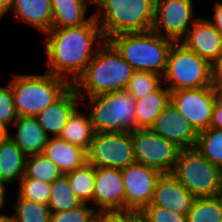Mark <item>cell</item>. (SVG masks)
I'll return each mask as SVG.
<instances>
[{
  "label": "cell",
  "mask_w": 222,
  "mask_h": 222,
  "mask_svg": "<svg viewBox=\"0 0 222 222\" xmlns=\"http://www.w3.org/2000/svg\"><path fill=\"white\" fill-rule=\"evenodd\" d=\"M46 35L44 44L47 52V72L67 80L72 85L94 58L97 51L95 45L106 41L94 17L88 23L77 27L52 28Z\"/></svg>",
  "instance_id": "1"
},
{
  "label": "cell",
  "mask_w": 222,
  "mask_h": 222,
  "mask_svg": "<svg viewBox=\"0 0 222 222\" xmlns=\"http://www.w3.org/2000/svg\"><path fill=\"white\" fill-rule=\"evenodd\" d=\"M97 48L94 58L72 85L79 97L124 90L135 71L107 40Z\"/></svg>",
  "instance_id": "2"
},
{
  "label": "cell",
  "mask_w": 222,
  "mask_h": 222,
  "mask_svg": "<svg viewBox=\"0 0 222 222\" xmlns=\"http://www.w3.org/2000/svg\"><path fill=\"white\" fill-rule=\"evenodd\" d=\"M107 41L135 70L163 76L174 41L153 30L113 35Z\"/></svg>",
  "instance_id": "3"
},
{
  "label": "cell",
  "mask_w": 222,
  "mask_h": 222,
  "mask_svg": "<svg viewBox=\"0 0 222 222\" xmlns=\"http://www.w3.org/2000/svg\"><path fill=\"white\" fill-rule=\"evenodd\" d=\"M156 0H93V14L107 40L113 35L152 30Z\"/></svg>",
  "instance_id": "4"
},
{
  "label": "cell",
  "mask_w": 222,
  "mask_h": 222,
  "mask_svg": "<svg viewBox=\"0 0 222 222\" xmlns=\"http://www.w3.org/2000/svg\"><path fill=\"white\" fill-rule=\"evenodd\" d=\"M9 84L18 117H36L72 86L67 80L49 72L19 74Z\"/></svg>",
  "instance_id": "5"
},
{
  "label": "cell",
  "mask_w": 222,
  "mask_h": 222,
  "mask_svg": "<svg viewBox=\"0 0 222 222\" xmlns=\"http://www.w3.org/2000/svg\"><path fill=\"white\" fill-rule=\"evenodd\" d=\"M81 99L89 102L94 133L130 132L136 129V100L126 89Z\"/></svg>",
  "instance_id": "6"
},
{
  "label": "cell",
  "mask_w": 222,
  "mask_h": 222,
  "mask_svg": "<svg viewBox=\"0 0 222 222\" xmlns=\"http://www.w3.org/2000/svg\"><path fill=\"white\" fill-rule=\"evenodd\" d=\"M171 174L195 198L222 195L221 169L196 148L181 149Z\"/></svg>",
  "instance_id": "7"
},
{
  "label": "cell",
  "mask_w": 222,
  "mask_h": 222,
  "mask_svg": "<svg viewBox=\"0 0 222 222\" xmlns=\"http://www.w3.org/2000/svg\"><path fill=\"white\" fill-rule=\"evenodd\" d=\"M162 79L170 92L212 86L211 64L180 42H174Z\"/></svg>",
  "instance_id": "8"
},
{
  "label": "cell",
  "mask_w": 222,
  "mask_h": 222,
  "mask_svg": "<svg viewBox=\"0 0 222 222\" xmlns=\"http://www.w3.org/2000/svg\"><path fill=\"white\" fill-rule=\"evenodd\" d=\"M136 163L159 172L172 173L181 148L151 129L130 131Z\"/></svg>",
  "instance_id": "9"
},
{
  "label": "cell",
  "mask_w": 222,
  "mask_h": 222,
  "mask_svg": "<svg viewBox=\"0 0 222 222\" xmlns=\"http://www.w3.org/2000/svg\"><path fill=\"white\" fill-rule=\"evenodd\" d=\"M86 154L87 163L94 167L123 169L136 163L128 131L94 133Z\"/></svg>",
  "instance_id": "10"
},
{
  "label": "cell",
  "mask_w": 222,
  "mask_h": 222,
  "mask_svg": "<svg viewBox=\"0 0 222 222\" xmlns=\"http://www.w3.org/2000/svg\"><path fill=\"white\" fill-rule=\"evenodd\" d=\"M216 98L213 86L170 92V102L197 133L210 128Z\"/></svg>",
  "instance_id": "11"
},
{
  "label": "cell",
  "mask_w": 222,
  "mask_h": 222,
  "mask_svg": "<svg viewBox=\"0 0 222 222\" xmlns=\"http://www.w3.org/2000/svg\"><path fill=\"white\" fill-rule=\"evenodd\" d=\"M193 8L191 0H156L152 30L174 42H181L198 19Z\"/></svg>",
  "instance_id": "12"
},
{
  "label": "cell",
  "mask_w": 222,
  "mask_h": 222,
  "mask_svg": "<svg viewBox=\"0 0 222 222\" xmlns=\"http://www.w3.org/2000/svg\"><path fill=\"white\" fill-rule=\"evenodd\" d=\"M125 188V210L140 212L150 204L156 182L162 174L143 164L134 163L121 169Z\"/></svg>",
  "instance_id": "13"
},
{
  "label": "cell",
  "mask_w": 222,
  "mask_h": 222,
  "mask_svg": "<svg viewBox=\"0 0 222 222\" xmlns=\"http://www.w3.org/2000/svg\"><path fill=\"white\" fill-rule=\"evenodd\" d=\"M93 204L96 211L125 210L121 169L95 167Z\"/></svg>",
  "instance_id": "14"
},
{
  "label": "cell",
  "mask_w": 222,
  "mask_h": 222,
  "mask_svg": "<svg viewBox=\"0 0 222 222\" xmlns=\"http://www.w3.org/2000/svg\"><path fill=\"white\" fill-rule=\"evenodd\" d=\"M150 129L181 149H191L196 146L198 133L171 102L162 110Z\"/></svg>",
  "instance_id": "15"
},
{
  "label": "cell",
  "mask_w": 222,
  "mask_h": 222,
  "mask_svg": "<svg viewBox=\"0 0 222 222\" xmlns=\"http://www.w3.org/2000/svg\"><path fill=\"white\" fill-rule=\"evenodd\" d=\"M181 41L211 65L222 55V36L208 18L199 17Z\"/></svg>",
  "instance_id": "16"
},
{
  "label": "cell",
  "mask_w": 222,
  "mask_h": 222,
  "mask_svg": "<svg viewBox=\"0 0 222 222\" xmlns=\"http://www.w3.org/2000/svg\"><path fill=\"white\" fill-rule=\"evenodd\" d=\"M195 197L171 174L163 173L156 182L149 205L161 206L187 215Z\"/></svg>",
  "instance_id": "17"
},
{
  "label": "cell",
  "mask_w": 222,
  "mask_h": 222,
  "mask_svg": "<svg viewBox=\"0 0 222 222\" xmlns=\"http://www.w3.org/2000/svg\"><path fill=\"white\" fill-rule=\"evenodd\" d=\"M80 98L71 86L58 100L36 116L39 125L49 137L60 136L69 116L81 104Z\"/></svg>",
  "instance_id": "18"
},
{
  "label": "cell",
  "mask_w": 222,
  "mask_h": 222,
  "mask_svg": "<svg viewBox=\"0 0 222 222\" xmlns=\"http://www.w3.org/2000/svg\"><path fill=\"white\" fill-rule=\"evenodd\" d=\"M42 154L58 166L63 174L87 163L86 150L59 137H50Z\"/></svg>",
  "instance_id": "19"
},
{
  "label": "cell",
  "mask_w": 222,
  "mask_h": 222,
  "mask_svg": "<svg viewBox=\"0 0 222 222\" xmlns=\"http://www.w3.org/2000/svg\"><path fill=\"white\" fill-rule=\"evenodd\" d=\"M13 126L16 127L17 134H9V137L27 157L42 154L50 137L41 128L36 117H18Z\"/></svg>",
  "instance_id": "20"
},
{
  "label": "cell",
  "mask_w": 222,
  "mask_h": 222,
  "mask_svg": "<svg viewBox=\"0 0 222 222\" xmlns=\"http://www.w3.org/2000/svg\"><path fill=\"white\" fill-rule=\"evenodd\" d=\"M19 21L31 24L43 32L52 29L51 0H14L11 11Z\"/></svg>",
  "instance_id": "21"
},
{
  "label": "cell",
  "mask_w": 222,
  "mask_h": 222,
  "mask_svg": "<svg viewBox=\"0 0 222 222\" xmlns=\"http://www.w3.org/2000/svg\"><path fill=\"white\" fill-rule=\"evenodd\" d=\"M170 102V90L162 83L155 91L136 100V129H150Z\"/></svg>",
  "instance_id": "22"
},
{
  "label": "cell",
  "mask_w": 222,
  "mask_h": 222,
  "mask_svg": "<svg viewBox=\"0 0 222 222\" xmlns=\"http://www.w3.org/2000/svg\"><path fill=\"white\" fill-rule=\"evenodd\" d=\"M27 156L10 138L0 141V180L8 183L20 182L24 176Z\"/></svg>",
  "instance_id": "23"
},
{
  "label": "cell",
  "mask_w": 222,
  "mask_h": 222,
  "mask_svg": "<svg viewBox=\"0 0 222 222\" xmlns=\"http://www.w3.org/2000/svg\"><path fill=\"white\" fill-rule=\"evenodd\" d=\"M78 110L77 107L69 116L59 138L87 151L94 136V130L90 116Z\"/></svg>",
  "instance_id": "24"
},
{
  "label": "cell",
  "mask_w": 222,
  "mask_h": 222,
  "mask_svg": "<svg viewBox=\"0 0 222 222\" xmlns=\"http://www.w3.org/2000/svg\"><path fill=\"white\" fill-rule=\"evenodd\" d=\"M89 4L93 2L51 3L52 28L77 27L88 23L93 18V14L89 18L86 16Z\"/></svg>",
  "instance_id": "25"
},
{
  "label": "cell",
  "mask_w": 222,
  "mask_h": 222,
  "mask_svg": "<svg viewBox=\"0 0 222 222\" xmlns=\"http://www.w3.org/2000/svg\"><path fill=\"white\" fill-rule=\"evenodd\" d=\"M82 201L72 191L68 178L63 174L50 183V212L72 210L82 205Z\"/></svg>",
  "instance_id": "26"
},
{
  "label": "cell",
  "mask_w": 222,
  "mask_h": 222,
  "mask_svg": "<svg viewBox=\"0 0 222 222\" xmlns=\"http://www.w3.org/2000/svg\"><path fill=\"white\" fill-rule=\"evenodd\" d=\"M70 183L72 191L82 203H93L95 184V167L86 163L74 171L64 174Z\"/></svg>",
  "instance_id": "27"
},
{
  "label": "cell",
  "mask_w": 222,
  "mask_h": 222,
  "mask_svg": "<svg viewBox=\"0 0 222 222\" xmlns=\"http://www.w3.org/2000/svg\"><path fill=\"white\" fill-rule=\"evenodd\" d=\"M187 222H222V195L195 198Z\"/></svg>",
  "instance_id": "28"
},
{
  "label": "cell",
  "mask_w": 222,
  "mask_h": 222,
  "mask_svg": "<svg viewBox=\"0 0 222 222\" xmlns=\"http://www.w3.org/2000/svg\"><path fill=\"white\" fill-rule=\"evenodd\" d=\"M195 148L222 170V129L210 127L199 132Z\"/></svg>",
  "instance_id": "29"
},
{
  "label": "cell",
  "mask_w": 222,
  "mask_h": 222,
  "mask_svg": "<svg viewBox=\"0 0 222 222\" xmlns=\"http://www.w3.org/2000/svg\"><path fill=\"white\" fill-rule=\"evenodd\" d=\"M62 175L63 173L58 166L43 154L32 155L26 158L23 177H30L47 183H52Z\"/></svg>",
  "instance_id": "30"
},
{
  "label": "cell",
  "mask_w": 222,
  "mask_h": 222,
  "mask_svg": "<svg viewBox=\"0 0 222 222\" xmlns=\"http://www.w3.org/2000/svg\"><path fill=\"white\" fill-rule=\"evenodd\" d=\"M15 201L12 215L15 222H50L48 205L26 200L18 194Z\"/></svg>",
  "instance_id": "31"
},
{
  "label": "cell",
  "mask_w": 222,
  "mask_h": 222,
  "mask_svg": "<svg viewBox=\"0 0 222 222\" xmlns=\"http://www.w3.org/2000/svg\"><path fill=\"white\" fill-rule=\"evenodd\" d=\"M162 76L153 72L134 71L126 90L137 100L155 91L162 83Z\"/></svg>",
  "instance_id": "32"
},
{
  "label": "cell",
  "mask_w": 222,
  "mask_h": 222,
  "mask_svg": "<svg viewBox=\"0 0 222 222\" xmlns=\"http://www.w3.org/2000/svg\"><path fill=\"white\" fill-rule=\"evenodd\" d=\"M17 194L26 200L48 205L50 183L30 177H22L18 182Z\"/></svg>",
  "instance_id": "33"
},
{
  "label": "cell",
  "mask_w": 222,
  "mask_h": 222,
  "mask_svg": "<svg viewBox=\"0 0 222 222\" xmlns=\"http://www.w3.org/2000/svg\"><path fill=\"white\" fill-rule=\"evenodd\" d=\"M139 213L144 222H187V215L156 205H147Z\"/></svg>",
  "instance_id": "34"
},
{
  "label": "cell",
  "mask_w": 222,
  "mask_h": 222,
  "mask_svg": "<svg viewBox=\"0 0 222 222\" xmlns=\"http://www.w3.org/2000/svg\"><path fill=\"white\" fill-rule=\"evenodd\" d=\"M95 208L83 203L77 208L62 212H51L50 222H89L95 215Z\"/></svg>",
  "instance_id": "35"
},
{
  "label": "cell",
  "mask_w": 222,
  "mask_h": 222,
  "mask_svg": "<svg viewBox=\"0 0 222 222\" xmlns=\"http://www.w3.org/2000/svg\"><path fill=\"white\" fill-rule=\"evenodd\" d=\"M17 118L10 84L5 88L0 87V120L7 126H11Z\"/></svg>",
  "instance_id": "36"
},
{
  "label": "cell",
  "mask_w": 222,
  "mask_h": 222,
  "mask_svg": "<svg viewBox=\"0 0 222 222\" xmlns=\"http://www.w3.org/2000/svg\"><path fill=\"white\" fill-rule=\"evenodd\" d=\"M99 222H139L140 213L134 210L96 211L94 215Z\"/></svg>",
  "instance_id": "37"
},
{
  "label": "cell",
  "mask_w": 222,
  "mask_h": 222,
  "mask_svg": "<svg viewBox=\"0 0 222 222\" xmlns=\"http://www.w3.org/2000/svg\"><path fill=\"white\" fill-rule=\"evenodd\" d=\"M212 86L222 88V55L211 65Z\"/></svg>",
  "instance_id": "38"
},
{
  "label": "cell",
  "mask_w": 222,
  "mask_h": 222,
  "mask_svg": "<svg viewBox=\"0 0 222 222\" xmlns=\"http://www.w3.org/2000/svg\"><path fill=\"white\" fill-rule=\"evenodd\" d=\"M210 127L222 129V101L217 97L213 107L212 121Z\"/></svg>",
  "instance_id": "39"
},
{
  "label": "cell",
  "mask_w": 222,
  "mask_h": 222,
  "mask_svg": "<svg viewBox=\"0 0 222 222\" xmlns=\"http://www.w3.org/2000/svg\"><path fill=\"white\" fill-rule=\"evenodd\" d=\"M213 10V21L210 19V22L222 36V2L216 1Z\"/></svg>",
  "instance_id": "40"
},
{
  "label": "cell",
  "mask_w": 222,
  "mask_h": 222,
  "mask_svg": "<svg viewBox=\"0 0 222 222\" xmlns=\"http://www.w3.org/2000/svg\"><path fill=\"white\" fill-rule=\"evenodd\" d=\"M14 0H0V19L13 7Z\"/></svg>",
  "instance_id": "41"
},
{
  "label": "cell",
  "mask_w": 222,
  "mask_h": 222,
  "mask_svg": "<svg viewBox=\"0 0 222 222\" xmlns=\"http://www.w3.org/2000/svg\"><path fill=\"white\" fill-rule=\"evenodd\" d=\"M6 182L0 180V209H3L5 204V195H6Z\"/></svg>",
  "instance_id": "42"
},
{
  "label": "cell",
  "mask_w": 222,
  "mask_h": 222,
  "mask_svg": "<svg viewBox=\"0 0 222 222\" xmlns=\"http://www.w3.org/2000/svg\"><path fill=\"white\" fill-rule=\"evenodd\" d=\"M8 126L0 120V141L9 137Z\"/></svg>",
  "instance_id": "43"
},
{
  "label": "cell",
  "mask_w": 222,
  "mask_h": 222,
  "mask_svg": "<svg viewBox=\"0 0 222 222\" xmlns=\"http://www.w3.org/2000/svg\"><path fill=\"white\" fill-rule=\"evenodd\" d=\"M0 222H15L11 215L0 213Z\"/></svg>",
  "instance_id": "44"
},
{
  "label": "cell",
  "mask_w": 222,
  "mask_h": 222,
  "mask_svg": "<svg viewBox=\"0 0 222 222\" xmlns=\"http://www.w3.org/2000/svg\"><path fill=\"white\" fill-rule=\"evenodd\" d=\"M65 2H93V0H51V3H65Z\"/></svg>",
  "instance_id": "45"
},
{
  "label": "cell",
  "mask_w": 222,
  "mask_h": 222,
  "mask_svg": "<svg viewBox=\"0 0 222 222\" xmlns=\"http://www.w3.org/2000/svg\"><path fill=\"white\" fill-rule=\"evenodd\" d=\"M217 92V97L222 101V88H215Z\"/></svg>",
  "instance_id": "46"
},
{
  "label": "cell",
  "mask_w": 222,
  "mask_h": 222,
  "mask_svg": "<svg viewBox=\"0 0 222 222\" xmlns=\"http://www.w3.org/2000/svg\"><path fill=\"white\" fill-rule=\"evenodd\" d=\"M89 222H99L98 219L94 216L92 219H90Z\"/></svg>",
  "instance_id": "47"
}]
</instances>
